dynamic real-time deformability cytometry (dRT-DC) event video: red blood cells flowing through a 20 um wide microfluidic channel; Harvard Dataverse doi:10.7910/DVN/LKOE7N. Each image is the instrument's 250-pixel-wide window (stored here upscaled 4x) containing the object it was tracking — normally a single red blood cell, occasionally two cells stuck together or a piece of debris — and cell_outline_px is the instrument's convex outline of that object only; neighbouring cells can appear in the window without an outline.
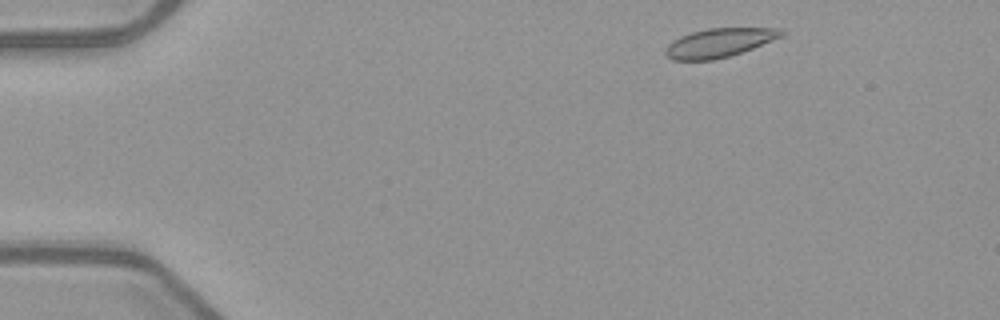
{"species": "common noctule bat (a hibernating species)", "species_latin": "Nyctalus noctula", "temperature_condition": "warm", "stored_images_in_passage": 48, "camera_frame_rate_fps": 3000, "um_per_image_px": 0.085, "animal": {"sex": "female", "body_mass_g": 21.9}, "frame": {"image": 1, "passage_image": 3, "time_ms": 0.667, "image_size_px": [1000, 320], "cell_outline_px": [[784, 36], [752, 48], [728, 56], [712, 60], [672, 60], [664, 56], [664, 48], [672, 40], [680, 36], [692, 32], [708, 28], [776, 28], [784, 32]], "centroid_in_image_um": [61.06, 3.64], "position_along_channel_um": 23.9, "area_um2": 19.48}}
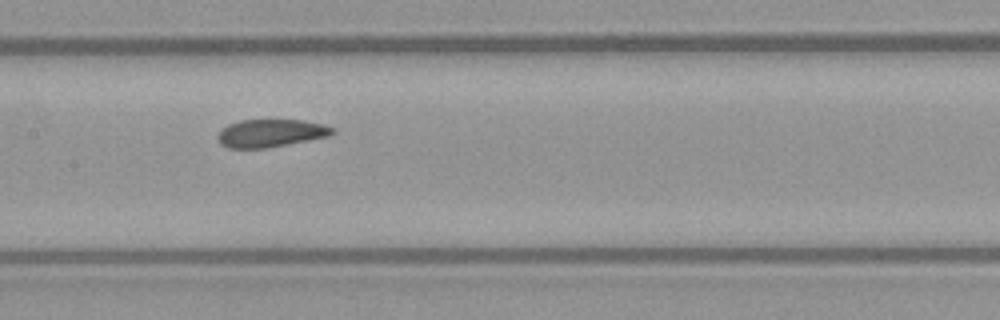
{"frame": {"image": 2, "passage_image": 22, "time_ms": 7.0, "image_size_px": [1000, 320], "cell_outline_px": [[336, 132], [328, 136], [268, 148], [228, 148], [220, 144], [216, 136], [228, 124], [240, 120], [300, 120], [324, 124], [332, 128]], "centroid_in_image_um": [22.99, 11.32], "position_along_channel_um": 184.4, "area_um2": 18.5}}
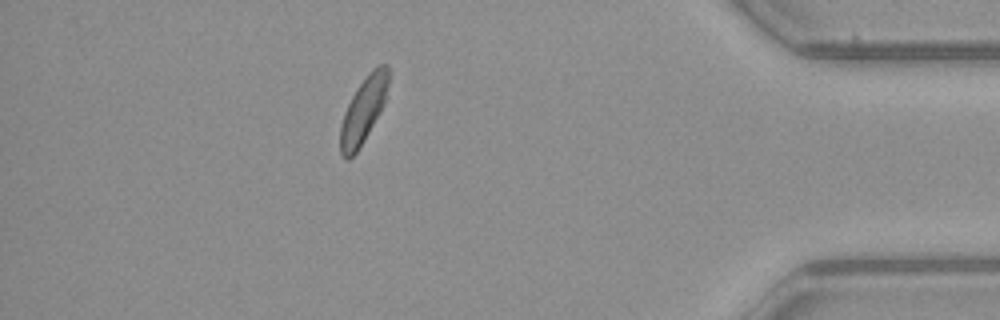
{"frame": {"image": 3, "passage_image": 42, "time_ms": 13.667, "image_size_px": [1000, 320], "cell_outline_px": [[388, 84], [384, 104], [380, 112], [364, 140], [356, 152], [348, 160], [344, 160], [340, 152], [340, 124], [344, 112], [356, 88], [368, 72], [376, 64], [388, 64]], "centroid_in_image_um": [30.87, 9.34], "position_along_channel_um": 404.3, "area_um2": 18.5}, "authors_computed_cell_mechanics": {"area_um2": 19.363, "velocity_mm_per_s": 3.9523, "shape_relaxation_time_tau1_ms": 6.0468, "shape_relaxation_time_tau2_ms": 4.8142, "deformation_change_tau1": 0.1323, "deformation_change_tau2": 0.0662}}